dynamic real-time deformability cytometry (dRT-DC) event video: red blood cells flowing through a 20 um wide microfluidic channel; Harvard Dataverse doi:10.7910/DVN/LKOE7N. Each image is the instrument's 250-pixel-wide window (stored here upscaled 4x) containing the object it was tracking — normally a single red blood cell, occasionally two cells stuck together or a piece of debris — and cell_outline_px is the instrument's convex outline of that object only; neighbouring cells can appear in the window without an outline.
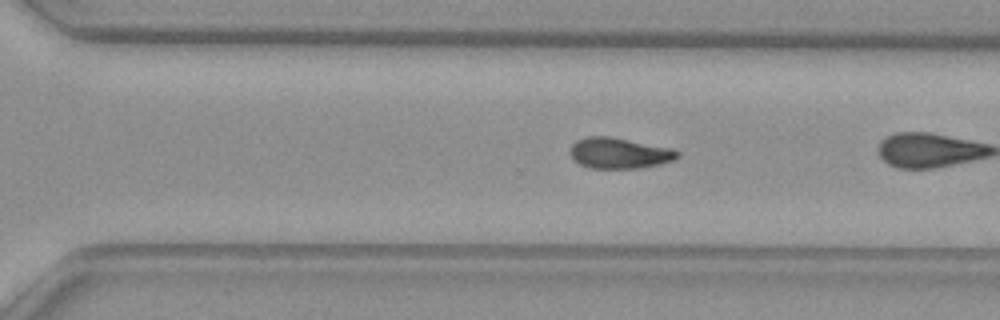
{"species": "common noctule bat (a hibernating species)", "species_latin": "Nyctalus noctula", "temperature_condition": "warm", "stored_images_in_passage": 38, "camera_frame_rate_fps": 3000, "um_per_image_px": 0.085, "animal": {"sex": "female", "body_mass_g": 29.2, "forearm_length_mm": 56.3}, "frame": {"image": 1, "passage_image": 33, "time_ms": 10.667, "image_size_px": [1000, 320], "cell_outline_px": [[680, 156], [676, 160], [660, 164], [640, 168], [588, 168], [580, 164], [568, 152], [572, 144], [576, 140], [588, 136], [608, 136], [672, 148], [680, 152]], "centroid_in_image_um": [52.66, 13.02], "position_along_channel_um": 317.9, "area_um2": 19.36}}